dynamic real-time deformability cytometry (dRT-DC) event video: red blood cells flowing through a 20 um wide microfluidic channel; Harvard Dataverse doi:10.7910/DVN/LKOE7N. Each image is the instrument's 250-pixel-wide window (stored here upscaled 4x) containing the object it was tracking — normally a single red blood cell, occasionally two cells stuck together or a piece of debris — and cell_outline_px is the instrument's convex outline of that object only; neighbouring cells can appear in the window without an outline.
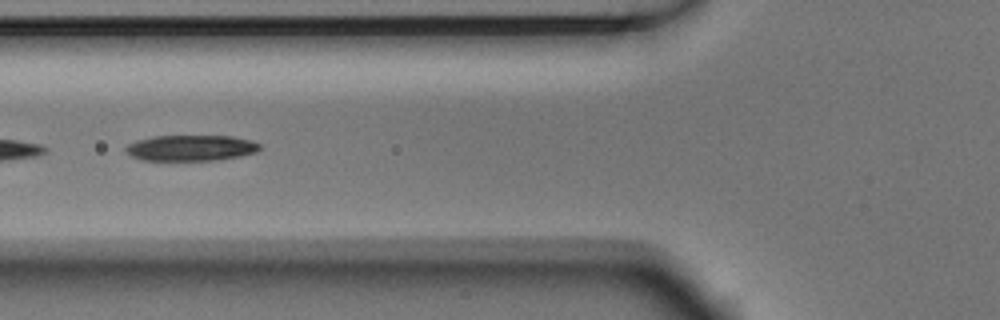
{"species": "Egyptian fruit bat (a non-hibernating species)", "species_latin": "Rousettus aegyptiacus", "temperature_condition": "room temperature", "stored_images_in_passage": 8, "camera_frame_rate_fps": 3000, "um_per_image_px": 0.085, "animal": {"sex": "male"}, "frame": {"image": 1, "passage_image": 5, "time_ms": 1.333, "image_size_px": [1000, 320], "cell_outline_px": [[260, 148], [256, 152], [240, 156], [212, 160], [144, 160], [132, 156], [124, 148], [128, 144], [136, 140], [152, 136], [232, 136], [252, 140], [260, 144]], "centroid_in_image_um": [16.23, 12.56], "position_along_channel_um": 109.6, "area_um2": 20.06}}
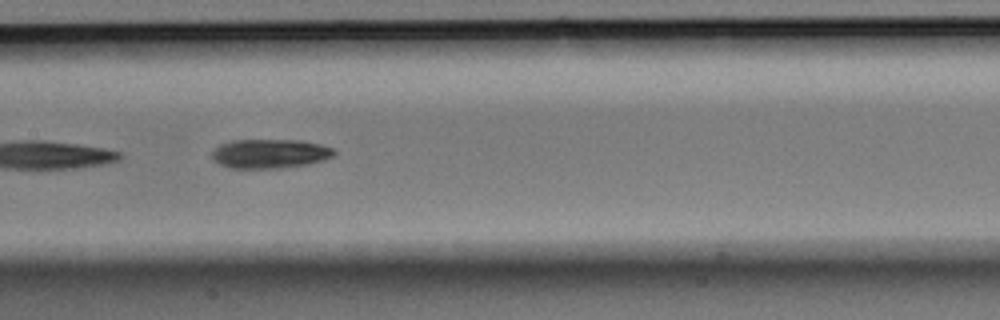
{"frame": {"image": 2, "passage_image": 7, "time_ms": 2.0, "image_size_px": [1000, 320], "cell_outline_px": [[336, 152], [332, 156], [324, 160], [308, 164], [280, 168], [228, 168], [212, 160], [212, 152], [220, 144], [232, 140], [300, 140], [320, 144], [332, 148]], "centroid_in_image_um": [22.92, 13.06], "position_along_channel_um": 184.5, "area_um2": 20.81}}
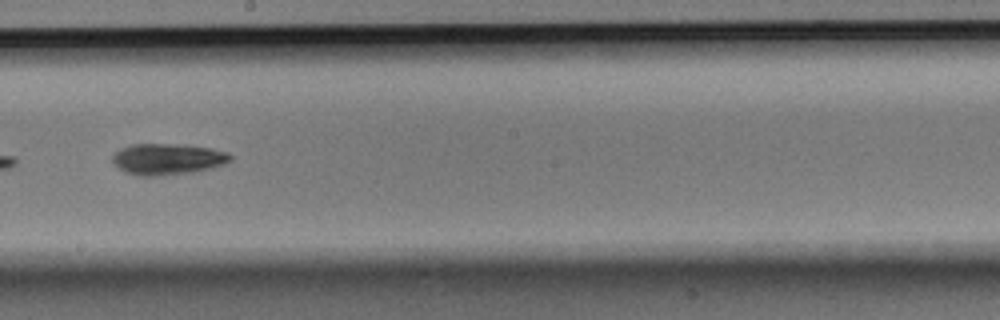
{"frame": {"image": 3, "passage_image": 8, "time_ms": 2.333, "image_size_px": [1000, 320], "cell_outline_px": [[232, 160], [224, 164], [212, 168], [192, 172], [156, 176], [140, 176], [124, 172], [112, 160], [112, 156], [120, 148], [132, 144], [184, 144], [212, 148], [228, 152], [232, 156]], "centroid_in_image_um": [14.27, 13.51], "position_along_channel_um": 233.9, "area_um2": 21.56}}